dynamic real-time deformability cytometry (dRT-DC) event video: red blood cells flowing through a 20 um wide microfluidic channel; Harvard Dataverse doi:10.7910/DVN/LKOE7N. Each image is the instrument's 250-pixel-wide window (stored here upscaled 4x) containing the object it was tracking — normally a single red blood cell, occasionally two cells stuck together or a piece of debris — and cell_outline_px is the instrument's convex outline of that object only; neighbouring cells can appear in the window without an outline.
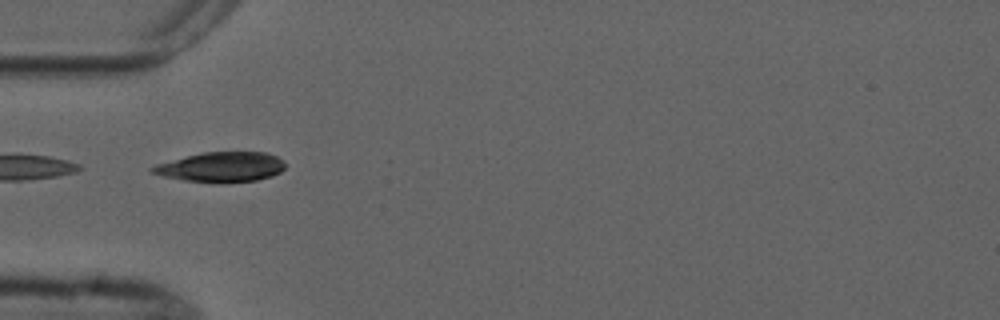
{"species": "common noctule bat (a hibernating species)", "species_latin": "Nyctalus noctula", "temperature_condition": "cold", "stored_images_in_passage": 2, "camera_frame_rate_fps": 3000, "um_per_image_px": 0.085, "animal": {"sex": "male", "forearm_length_mm": 52.5}, "frame": {"image": 1, "passage_image": 1, "time_ms": 0.0, "image_size_px": [1000, 320], "cell_outline_px": [[284, 168], [280, 172], [272, 176], [256, 180], [184, 180], [164, 176], [148, 172], [148, 168], [156, 164], [204, 152], [264, 152], [276, 156], [284, 160]], "centroid_in_image_um": [18.8, 14.16], "position_along_channel_um": 66.2, "area_um2": 22.25}}
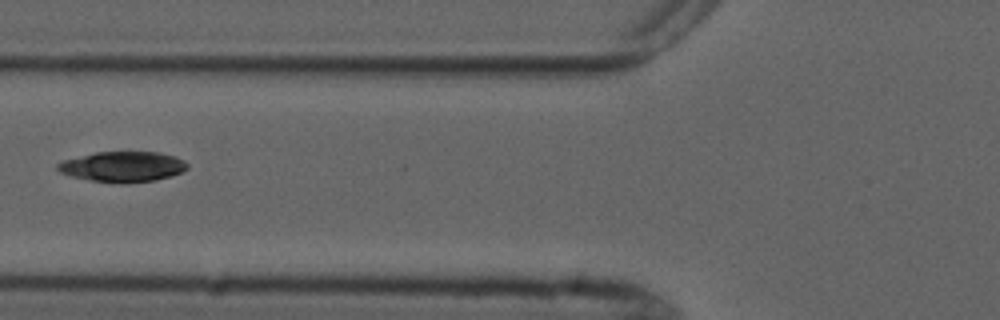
{"frame": {"image": 2, "passage_image": 2, "time_ms": 1.333, "image_size_px": [1000, 320], "cell_outline_px": [[188, 168], [172, 176], [156, 180], [92, 180], [72, 176], [60, 172], [56, 168], [56, 164], [64, 160], [96, 152], [160, 152], [176, 156], [184, 160], [188, 164]], "centroid_in_image_um": [10.47, 14.11], "position_along_channel_um": 115.3, "area_um2": 22.08}}